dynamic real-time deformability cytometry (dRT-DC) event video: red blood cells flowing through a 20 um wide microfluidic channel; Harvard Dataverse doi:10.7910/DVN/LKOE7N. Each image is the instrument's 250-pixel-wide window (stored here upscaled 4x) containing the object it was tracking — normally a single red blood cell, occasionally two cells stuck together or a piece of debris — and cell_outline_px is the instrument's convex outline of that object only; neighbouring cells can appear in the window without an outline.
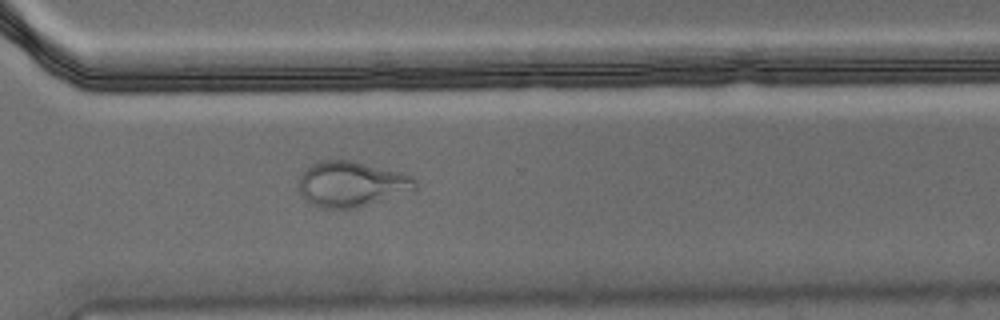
{"species": "Egyptian fruit bat (a non-hibernating species)", "species_latin": "Rousettus aegyptiacus", "temperature_condition": "warm", "stored_images_in_passage": 55, "camera_frame_rate_fps": 3000, "um_per_image_px": 0.085, "animal": {"sex": "male"}, "frame": {"image": 1, "passage_image": 40, "time_ms": 13.0, "image_size_px": [1000, 320], "cell_outline_px": [[416, 188], [356, 208], [316, 208], [300, 192], [300, 176], [312, 164], [320, 160], [352, 160], [400, 172], [412, 176], [416, 180]], "centroid_in_image_um": [29.85, 15.63], "position_along_channel_um": 340.8, "area_um2": 30.17}, "authors_computed_cell_mechanics": {"area_um2": 27.0504, "velocity_mm_per_s": 3.6084, "shape_relaxation_time_tau1_ms": null, "shape_relaxation_time_tau2_ms": 1.1437, "deformation_change_tau1": null, "deformation_change_tau2": 0.0839}}